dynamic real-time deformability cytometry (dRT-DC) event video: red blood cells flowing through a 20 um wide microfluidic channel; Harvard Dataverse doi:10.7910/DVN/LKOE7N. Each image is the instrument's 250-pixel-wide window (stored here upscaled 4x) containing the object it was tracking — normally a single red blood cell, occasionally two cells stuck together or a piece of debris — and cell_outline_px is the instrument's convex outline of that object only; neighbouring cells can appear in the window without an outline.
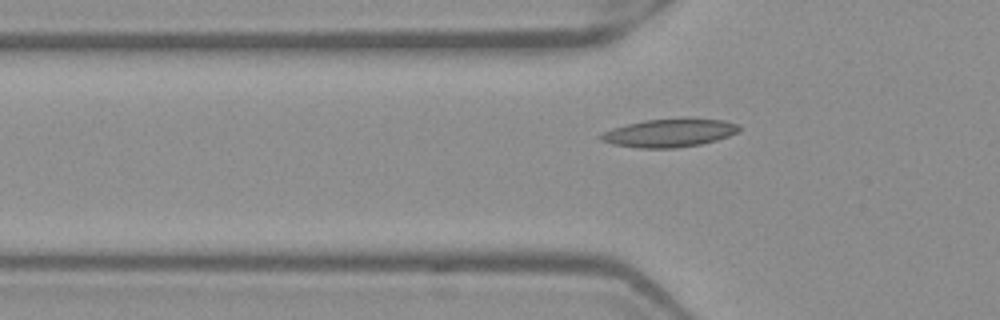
{"species": "Egyptian fruit bat (a non-hibernating species)", "species_latin": "Rousettus aegyptiacus", "temperature_condition": "warm", "stored_images_in_passage": 52, "camera_frame_rate_fps": 3000, "um_per_image_px": 0.085, "frame": {"image": 1, "passage_image": 18, "time_ms": 5.667, "image_size_px": [1000, 320], "cell_outline_px": [[740, 128], [736, 132], [728, 136], [716, 140], [700, 144], [672, 148], [640, 148], [612, 144], [600, 140], [596, 136], [612, 128], [644, 120], [724, 120], [740, 124]], "centroid_in_image_um": [56.84, 11.32], "position_along_channel_um": 69.0, "area_um2": 22.08}}
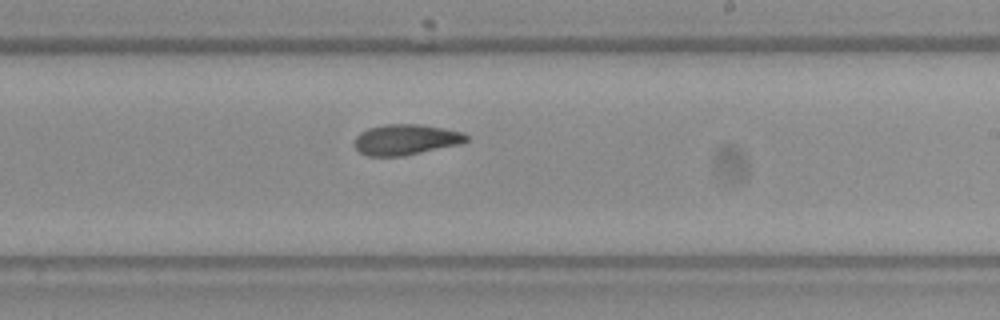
{"frame": {"image": 2, "passage_image": 32, "time_ms": 10.333, "image_size_px": [1000, 320], "cell_outline_px": [[468, 140], [460, 144], [404, 156], [368, 156], [360, 152], [352, 144], [356, 136], [360, 132], [368, 128], [384, 124], [420, 124], [444, 128], [464, 132], [468, 136]], "centroid_in_image_um": [34.48, 11.86], "position_along_channel_um": 254.5, "area_um2": 20.17}}
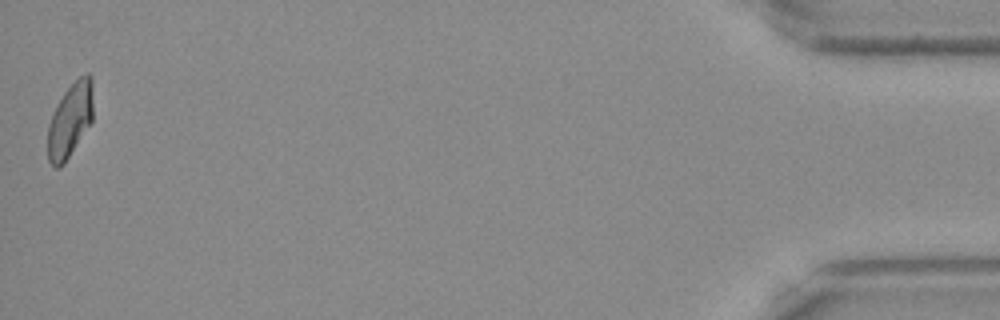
{"frame": {"image": 3, "passage_image": 52, "time_ms": 17.0, "image_size_px": [1000, 320], "cell_outline_px": [[92, 120], [64, 164], [60, 168], [56, 168], [48, 160], [48, 124], [64, 92], [84, 72], [88, 72], [92, 76]], "centroid_in_image_um": [5.96, 10.21], "position_along_channel_um": 429.2, "area_um2": 19.31}, "authors_computed_cell_mechanics": {"area_um2": 20.4901, "velocity_mm_per_s": 3.9784, "shape_relaxation_time_tau1_ms": null, "shape_relaxation_time_tau2_ms": 4.4955, "deformation_change_tau1": null, "deformation_change_tau2": 0.1115}}